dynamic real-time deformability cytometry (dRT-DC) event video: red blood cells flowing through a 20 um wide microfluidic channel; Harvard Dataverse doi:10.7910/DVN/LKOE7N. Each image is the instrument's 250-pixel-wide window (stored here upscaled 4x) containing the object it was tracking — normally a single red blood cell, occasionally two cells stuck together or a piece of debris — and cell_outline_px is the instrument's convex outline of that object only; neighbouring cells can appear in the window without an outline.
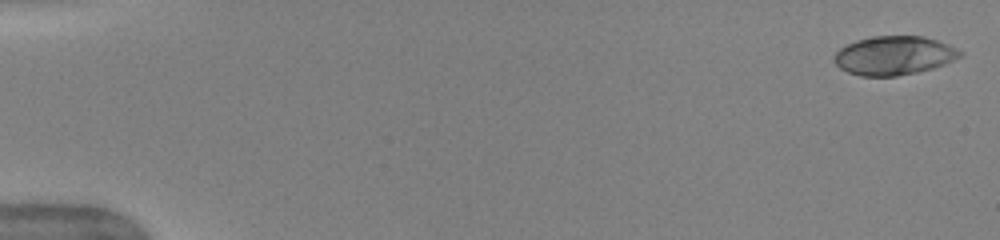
{"species": "human", "species_latin": "Homo sapiens", "temperature_condition": "warm", "stored_images_in_passage": 42, "camera_frame_rate_fps": 3000, "um_per_image_px": 0.085, "donor": {"sex": "female"}, "frame": {"image": 1, "passage_image": 1, "time_ms": 0.0, "image_size_px": [1000, 240], "cell_outline_px": [[964, 56], [944, 64], [932, 68], [916, 72], [896, 76], [860, 76], [848, 72], [840, 68], [832, 60], [836, 52], [840, 48], [856, 40], [872, 36], [924, 36], [948, 44], [964, 52]], "centroid_in_image_um": [76.0, 4.71], "position_along_channel_um": 9.0, "area_um2": 28.55}}
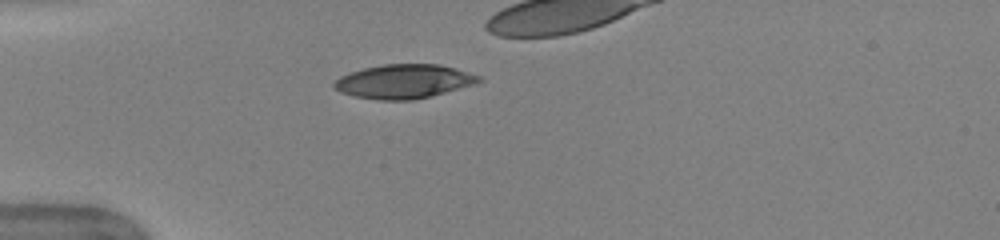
{"frame": {"image": 2, "passage_image": 15, "time_ms": 4.667, "image_size_px": [1000, 240], "cell_outline_px": [[484, 80], [476, 84], [412, 100], [380, 100], [356, 96], [340, 92], [332, 88], [332, 84], [340, 76], [364, 68], [384, 64], [436, 64], [456, 68], [480, 76]], "centroid_in_image_um": [34.33, 6.91], "position_along_channel_um": 50.7, "area_um2": 28.5}}